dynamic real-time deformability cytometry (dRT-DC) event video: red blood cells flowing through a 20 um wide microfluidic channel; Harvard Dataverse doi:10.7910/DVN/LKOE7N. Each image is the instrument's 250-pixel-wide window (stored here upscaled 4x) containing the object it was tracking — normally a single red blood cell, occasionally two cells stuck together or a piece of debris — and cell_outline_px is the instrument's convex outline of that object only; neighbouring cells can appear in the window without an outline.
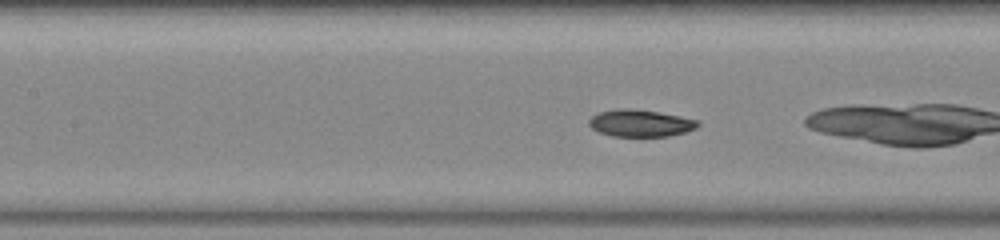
{"species": "common noctule bat (a hibernating species)", "species_latin": "Nyctalus noctula", "temperature_condition": "warm", "stored_images_in_passage": 48, "camera_frame_rate_fps": 3000, "um_per_image_px": 0.085, "animal": {"sex": "female", "body_mass_g": 23.0, "forearm_length_mm": 53.4}, "frame": {"image": 1, "passage_image": 19, "time_ms": 6.0, "image_size_px": [1000, 240], "cell_outline_px": [[700, 124], [696, 128], [684, 132], [668, 136], [612, 136], [600, 132], [592, 128], [588, 124], [588, 120], [592, 116], [600, 112], [620, 108], [628, 108], [660, 112], [700, 120]], "centroid_in_image_um": [54.45, 10.46], "position_along_channel_um": 153.0, "area_um2": 17.11}, "authors_computed_cell_mechanics": {"area_um2": 17.7735, "velocity_mm_per_s": 4.0325, "shape_relaxation_time_tau1_ms": 2.0028, "shape_relaxation_time_tau2_ms": null, "deformation_change_tau1": 0.0999, "deformation_change_tau2": null}}